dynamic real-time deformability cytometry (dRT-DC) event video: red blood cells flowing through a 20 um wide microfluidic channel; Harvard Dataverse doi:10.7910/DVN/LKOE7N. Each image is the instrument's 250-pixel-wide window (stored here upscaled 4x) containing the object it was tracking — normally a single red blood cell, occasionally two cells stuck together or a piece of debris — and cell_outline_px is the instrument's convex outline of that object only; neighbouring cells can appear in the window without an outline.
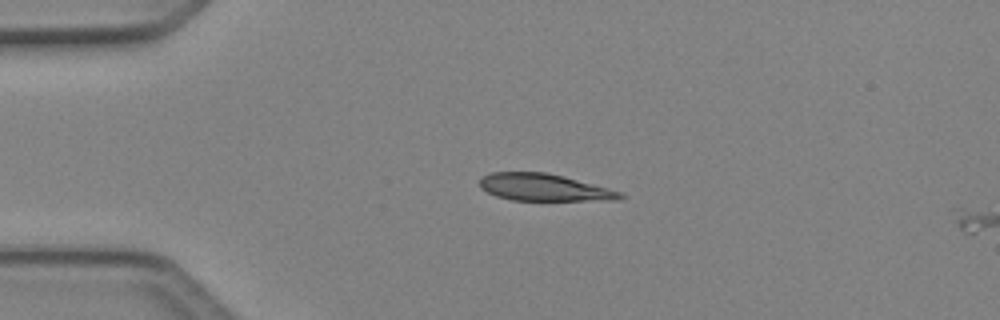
{"species": "Egyptian fruit bat (a non-hibernating species)", "species_latin": "Rousettus aegyptiacus", "temperature_condition": "cold", "stored_images_in_passage": 4, "camera_frame_rate_fps": 3000, "um_per_image_px": 0.085, "animal": {"sex": "female"}, "frame": {"image": 1, "passage_image": 3, "time_ms": 0.667, "image_size_px": [1000, 320], "cell_outline_px": [[628, 196], [620, 200], [512, 200], [496, 196], [480, 188], [480, 176], [492, 172], [544, 172], [564, 176], [608, 188], [620, 192]], "centroid_in_image_um": [46.24, 15.93], "position_along_channel_um": 38.8, "area_um2": 22.2}}